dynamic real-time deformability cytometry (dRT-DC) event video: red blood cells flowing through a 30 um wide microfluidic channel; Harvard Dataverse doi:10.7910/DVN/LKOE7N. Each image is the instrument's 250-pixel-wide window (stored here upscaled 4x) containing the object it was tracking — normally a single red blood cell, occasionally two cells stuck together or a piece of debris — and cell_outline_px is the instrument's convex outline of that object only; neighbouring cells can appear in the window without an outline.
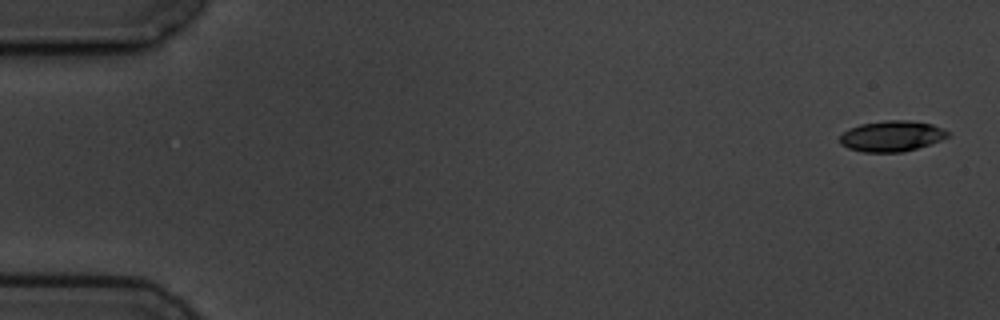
{"species": "common noctule bat (a hibernating species)", "species_latin": "Nyctalus noctula", "temperature_condition": "cold", "stored_images_in_passage": 5, "camera_frame_rate_fps": 3000, "um_per_image_px": 0.085, "animal": {"sex": "male", "body_mass_g": 19.5, "forearm_length_mm": 54.6}, "frame": {"image": 1, "passage_image": 1, "time_ms": 0.0, "image_size_px": [1000, 320], "cell_outline_px": [[952, 136], [916, 148], [900, 152], [864, 152], [848, 148], [840, 144], [840, 136], [848, 128], [860, 124], [888, 120], [908, 120], [932, 124], [948, 132]], "centroid_in_image_um": [75.77, 11.56], "position_along_channel_um": 9.2, "area_um2": 19.19}}
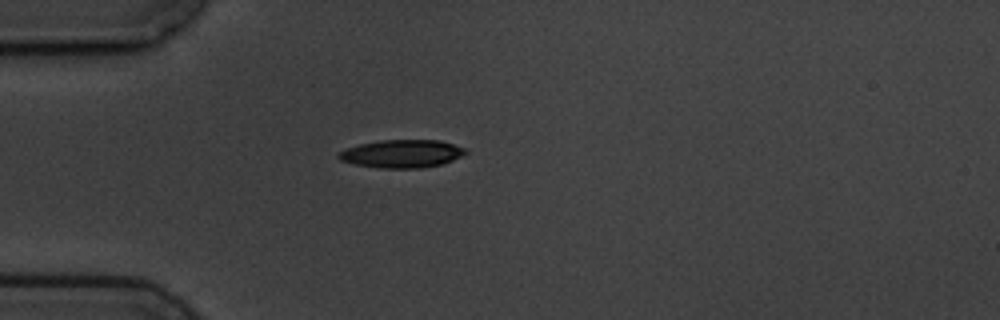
{"frame": {"image": 2, "passage_image": 5, "time_ms": 4.667, "image_size_px": [1000, 320], "cell_outline_px": [[468, 152], [444, 164], [420, 168], [380, 168], [352, 164], [340, 160], [336, 156], [340, 152], [348, 148], [360, 144], [380, 140], [440, 140], [464, 148]], "centroid_in_image_um": [34.15, 13.07], "position_along_channel_um": 50.9, "area_um2": 20.63}}